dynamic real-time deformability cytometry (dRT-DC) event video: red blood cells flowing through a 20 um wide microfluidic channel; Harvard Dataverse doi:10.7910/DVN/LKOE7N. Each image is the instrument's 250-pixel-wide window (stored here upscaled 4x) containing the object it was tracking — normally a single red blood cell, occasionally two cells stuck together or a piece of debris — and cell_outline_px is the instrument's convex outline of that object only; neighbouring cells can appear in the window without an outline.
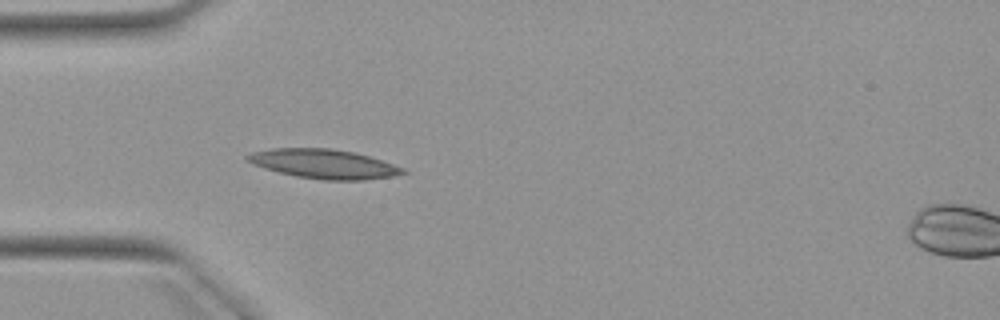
{"species": "Egyptian fruit bat (a non-hibernating species)", "species_latin": "Rousettus aegyptiacus", "temperature_condition": "warm", "stored_images_in_passage": 3, "camera_frame_rate_fps": 3000, "um_per_image_px": 0.085, "animal": {"sex": "female"}, "frame": {"image": 1, "passage_image": 2, "time_ms": 1.0, "image_size_px": [1000, 320], "cell_outline_px": [[408, 172], [392, 176], [364, 180], [324, 180], [296, 176], [280, 172], [252, 164], [244, 156], [252, 152], [272, 148], [332, 148], [352, 152], [368, 156], [404, 168]], "centroid_in_image_um": [27.51, 13.93], "position_along_channel_um": 57.5, "area_um2": 26.24}}